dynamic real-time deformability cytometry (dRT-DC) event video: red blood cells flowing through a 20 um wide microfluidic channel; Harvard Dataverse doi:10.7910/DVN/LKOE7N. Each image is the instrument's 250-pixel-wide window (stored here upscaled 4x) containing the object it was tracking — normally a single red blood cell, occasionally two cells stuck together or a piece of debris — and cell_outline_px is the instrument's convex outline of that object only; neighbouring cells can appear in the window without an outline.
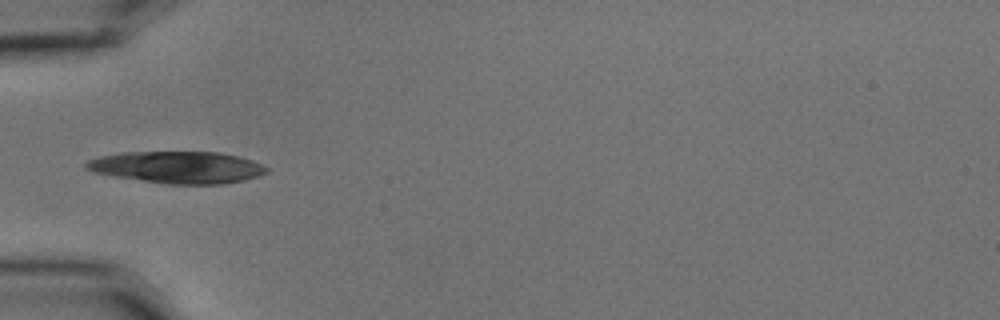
{"species": "common noctule bat (a hibernating species)", "species_latin": "Nyctalus noctula", "temperature_condition": "cold", "stored_images_in_passage": 5, "camera_frame_rate_fps": 3000, "um_per_image_px": 0.085, "animal": {"sex": "male", "body_mass_g": 15.6}, "frame": {"image": 1, "passage_image": 5, "time_ms": 1.333, "image_size_px": [1000, 320], "cell_outline_px": [[268, 172], [244, 180], [224, 184], [168, 184], [112, 176], [92, 172], [84, 168], [84, 164], [88, 160], [100, 156], [120, 152], [220, 152], [252, 160], [268, 168]], "centroid_in_image_um": [15.04, 14.22], "position_along_channel_um": 70.0, "area_um2": 33.58}}